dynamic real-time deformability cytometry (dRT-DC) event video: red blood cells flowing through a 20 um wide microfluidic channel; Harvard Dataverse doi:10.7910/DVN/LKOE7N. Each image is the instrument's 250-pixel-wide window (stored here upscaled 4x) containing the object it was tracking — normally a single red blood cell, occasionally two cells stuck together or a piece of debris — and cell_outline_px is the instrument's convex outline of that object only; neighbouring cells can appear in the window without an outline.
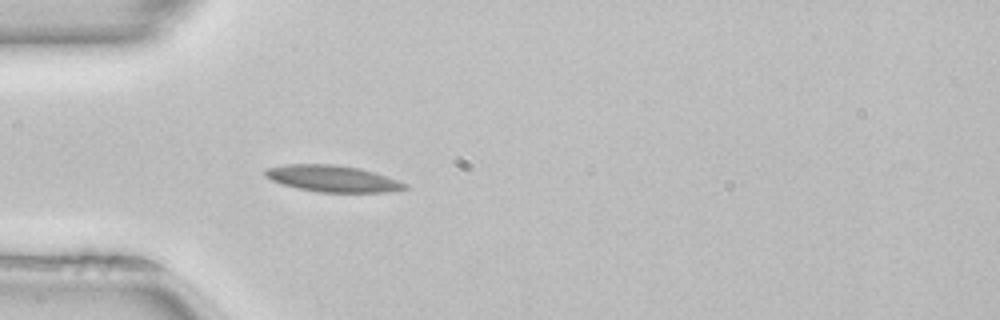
{"species": "common noctule bat (a hibernating species)", "species_latin": "Nyctalus noctula", "temperature_condition": "room temperature", "stored_images_in_passage": 37, "camera_frame_rate_fps": 3000, "um_per_image_px": 0.085, "animal": {"sex": "female", "body_mass_g": 22.7, "forearm_length_mm": 54.2}, "frame": {"image": 1, "passage_image": 1, "time_ms": 0.0, "image_size_px": [1000, 320], "cell_outline_px": [[408, 188], [388, 192], [316, 192], [296, 188], [272, 180], [264, 176], [264, 168], [284, 164], [336, 164], [360, 168], [408, 184]], "centroid_in_image_um": [28.21, 15.17], "position_along_channel_um": 56.8, "area_um2": 21.56}, "authors_computed_cell_mechanics": {"area_um2": 20.0566, "velocity_mm_per_s": 4.0085, "shape_relaxation_time_tau1_ms": null, "shape_relaxation_time_tau2_ms": 5.6087, "deformation_change_tau1": null, "deformation_change_tau2": 0.1366}}